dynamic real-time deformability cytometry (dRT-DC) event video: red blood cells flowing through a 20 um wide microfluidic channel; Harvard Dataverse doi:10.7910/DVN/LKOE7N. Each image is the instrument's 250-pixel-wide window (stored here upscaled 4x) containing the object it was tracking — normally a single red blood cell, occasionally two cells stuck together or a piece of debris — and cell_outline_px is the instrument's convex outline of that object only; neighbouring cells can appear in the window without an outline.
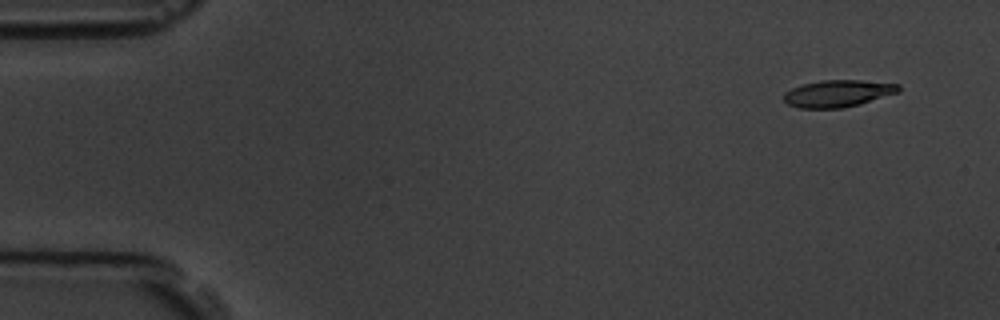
{"species": "common noctule bat (a hibernating species)", "species_latin": "Nyctalus noctula", "temperature_condition": "room temperature", "stored_images_in_passage": 5, "camera_frame_rate_fps": 3000, "um_per_image_px": 0.085, "animal": {"sex": "male", "body_mass_g": 19.5, "forearm_length_mm": 54.6}, "frame": {"image": 1, "passage_image": 1, "time_ms": 0.0, "image_size_px": [1000, 320], "cell_outline_px": [[900, 92], [860, 104], [844, 108], [800, 108], [788, 104], [784, 100], [784, 92], [792, 88], [804, 84], [820, 80], [860, 80], [900, 84]], "centroid_in_image_um": [71.24, 7.94], "position_along_channel_um": 13.8, "area_um2": 18.09}}
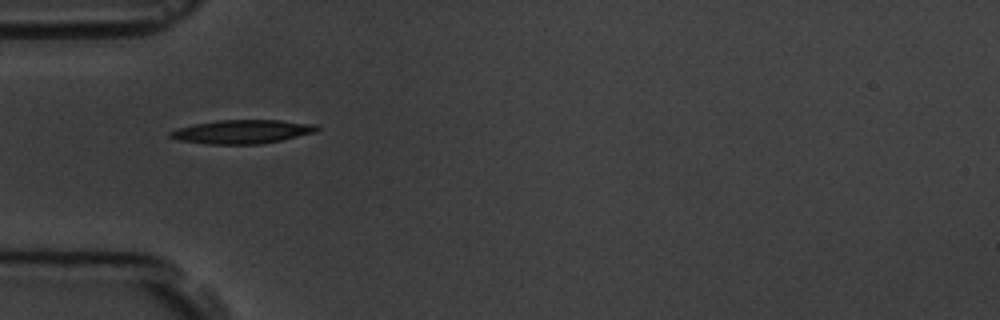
{"frame": {"image": 2, "passage_image": 5, "time_ms": 4.667, "image_size_px": [1000, 320], "cell_outline_px": [[320, 128], [316, 132], [280, 140], [260, 144], [208, 144], [180, 140], [168, 136], [168, 132], [176, 128], [192, 124], [216, 120], [280, 120], [316, 124]], "centroid_in_image_um": [20.56, 11.18], "position_along_channel_um": 64.4, "area_um2": 20.35}}